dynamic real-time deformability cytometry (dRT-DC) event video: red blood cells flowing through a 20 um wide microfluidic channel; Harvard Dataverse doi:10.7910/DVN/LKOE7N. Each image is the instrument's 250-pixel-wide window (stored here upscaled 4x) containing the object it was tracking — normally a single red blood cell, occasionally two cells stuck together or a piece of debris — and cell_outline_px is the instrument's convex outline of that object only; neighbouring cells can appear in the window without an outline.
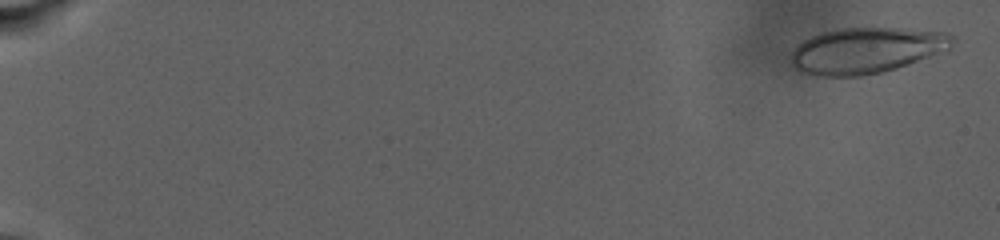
{"species": "human", "species_latin": "Homo sapiens", "temperature_condition": "warm", "stored_images_in_passage": 30, "camera_frame_rate_fps": 3000, "um_per_image_px": 0.085, "donor": {"sex": "male"}, "frame": {"image": 1, "passage_image": 2, "time_ms": 0.667, "image_size_px": [1000, 240], "cell_outline_px": [[956, 40], [948, 52], [884, 72], [860, 76], [820, 76], [800, 72], [792, 64], [792, 52], [804, 40], [820, 32], [840, 28], [908, 28], [948, 32], [956, 36]], "centroid_in_image_um": [73.76, 4.28], "position_along_channel_um": 11.2, "area_um2": 43.87}}
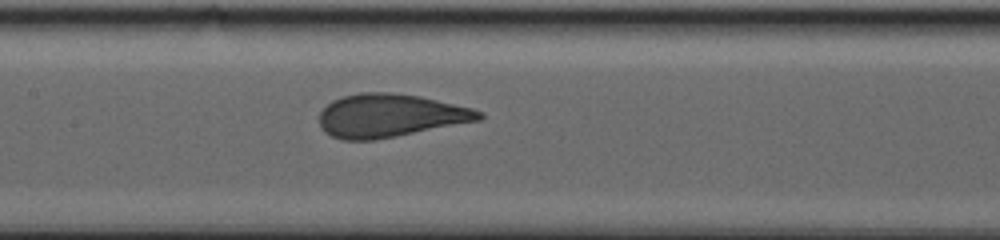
{"frame": {"image": 2, "passage_image": 18, "time_ms": 15.667, "image_size_px": [1000, 240], "cell_outline_px": [[484, 116], [480, 120], [376, 140], [344, 140], [332, 136], [324, 132], [320, 128], [320, 112], [332, 100], [344, 96], [360, 92], [392, 92], [420, 96], [472, 108], [484, 112]], "centroid_in_image_um": [33.15, 9.82], "position_along_channel_um": 174.3, "area_um2": 40.23}}
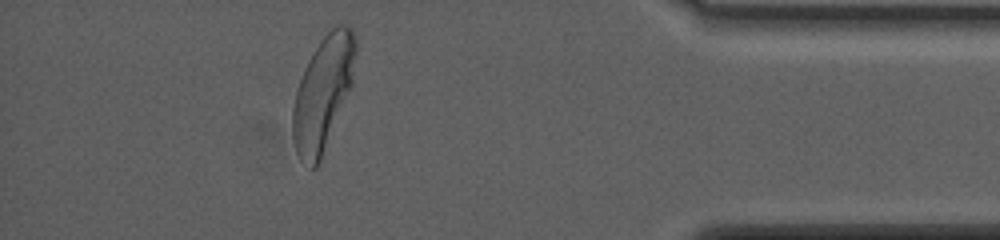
{"frame": {"image": 3, "passage_image": 28, "time_ms": 26.333, "image_size_px": [1000, 240], "cell_outline_px": [[356, 52], [352, 88], [320, 164], [316, 168], [312, 168], [300, 160], [296, 152], [292, 136], [292, 108], [296, 92], [304, 68], [308, 60], [320, 40], [336, 24], [348, 24], [352, 28], [356, 40]], "centroid_in_image_um": [27.47, 7.95], "position_along_channel_um": 407.7, "area_um2": 42.48}, "authors_computed_cell_mechanics": {"area_um2": 41.327, "velocity_mm_per_s": 2.4912, "shape_relaxation_time_tau1_ms": 5.9092, "shape_relaxation_time_tau2_ms": null, "deformation_change_tau1": 0.2084, "deformation_change_tau2": null}}